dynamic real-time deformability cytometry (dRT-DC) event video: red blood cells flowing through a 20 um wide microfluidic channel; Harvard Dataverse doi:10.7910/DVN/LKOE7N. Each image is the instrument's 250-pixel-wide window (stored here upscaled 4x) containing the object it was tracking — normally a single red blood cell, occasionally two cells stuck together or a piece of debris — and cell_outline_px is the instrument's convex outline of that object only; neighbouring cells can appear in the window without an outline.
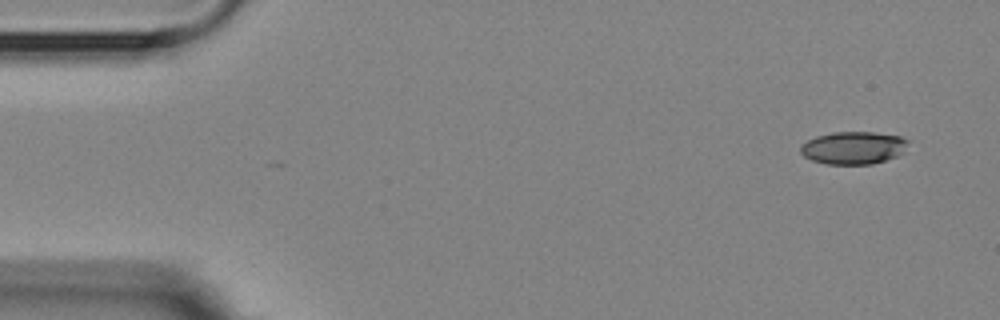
{"species": "Egyptian fruit bat (a non-hibernating species)", "species_latin": "Rousettus aegyptiacus", "temperature_condition": "room temperature", "stored_images_in_passage": 2, "camera_frame_rate_fps": 3000, "um_per_image_px": 0.085, "animal": {"sex": "female"}, "frame": {"image": 1, "passage_image": 1, "time_ms": 0.0, "image_size_px": [1000, 320], "cell_outline_px": [[908, 140], [904, 152], [896, 156], [872, 164], [828, 164], [812, 160], [804, 156], [800, 152], [800, 144], [816, 136], [832, 132], [872, 132], [900, 136]], "centroid_in_image_um": [72.51, 12.56], "position_along_channel_um": 12.5, "area_um2": 20.4}}